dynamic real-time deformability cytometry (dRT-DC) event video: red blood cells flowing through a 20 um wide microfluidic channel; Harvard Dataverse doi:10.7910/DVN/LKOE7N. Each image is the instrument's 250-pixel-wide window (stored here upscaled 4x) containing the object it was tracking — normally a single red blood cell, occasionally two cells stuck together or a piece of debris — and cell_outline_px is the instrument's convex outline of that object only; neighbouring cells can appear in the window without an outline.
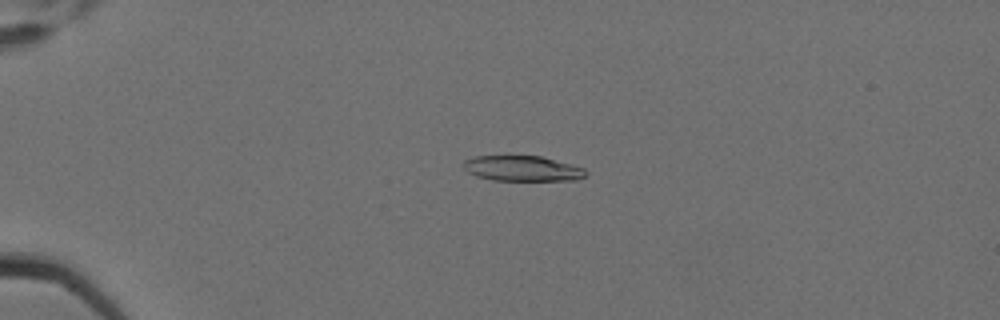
{"species": "Egyptian fruit bat (a non-hibernating species)", "species_latin": "Rousettus aegyptiacus", "temperature_condition": "cold", "stored_images_in_passage": 6, "camera_frame_rate_fps": 3000, "um_per_image_px": 0.085, "animal": {"sex": "female"}, "frame": {"image": 1, "passage_image": 5, "time_ms": 1.333, "image_size_px": [1000, 320], "cell_outline_px": [[588, 172], [584, 176], [576, 180], [492, 180], [476, 176], [468, 172], [464, 168], [464, 160], [476, 156], [540, 156], [584, 168]], "centroid_in_image_um": [44.39, 14.32], "position_along_channel_um": 40.6, "area_um2": 17.86}}